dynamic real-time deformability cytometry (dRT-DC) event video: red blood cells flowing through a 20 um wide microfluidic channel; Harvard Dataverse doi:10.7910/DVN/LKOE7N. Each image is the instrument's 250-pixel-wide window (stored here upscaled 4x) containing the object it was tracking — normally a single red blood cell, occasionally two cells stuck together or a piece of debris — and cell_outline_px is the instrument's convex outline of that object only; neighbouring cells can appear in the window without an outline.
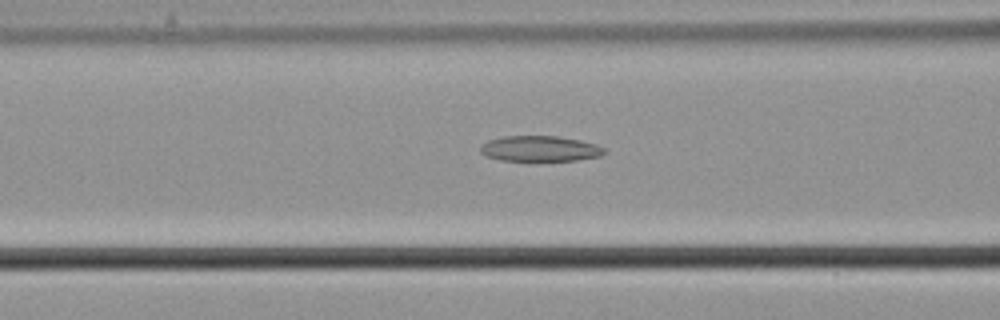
{"species": "common noctule bat (a hibernating species)", "species_latin": "Nyctalus noctula", "temperature_condition": "cold", "stored_images_in_passage": 40, "camera_frame_rate_fps": 3000, "um_per_image_px": 0.085, "animal": {"sex": "male", "body_mass_g": 21.5, "forearm_length_mm": 52.0}, "frame": {"image": 1, "passage_image": 14, "time_ms": 4.333, "image_size_px": [1000, 320], "cell_outline_px": [[608, 152], [600, 156], [576, 160], [500, 160], [484, 156], [480, 152], [480, 148], [488, 140], [504, 136], [556, 136], [580, 140], [596, 144], [604, 148]], "centroid_in_image_um": [45.9, 12.63], "position_along_channel_um": 120.7, "area_um2": 18.38}}
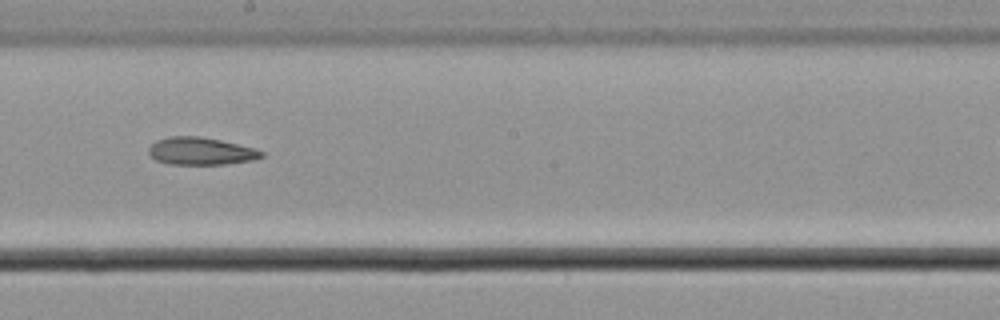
{"frame": {"image": 2, "passage_image": 23, "time_ms": 7.333, "image_size_px": [1000, 320], "cell_outline_px": [[264, 156], [256, 160], [228, 164], [168, 164], [156, 160], [148, 152], [148, 148], [156, 140], [168, 136], [200, 136], [220, 140], [256, 148], [264, 152]], "centroid_in_image_um": [17.1, 12.85], "position_along_channel_um": 231.1, "area_um2": 18.26}}
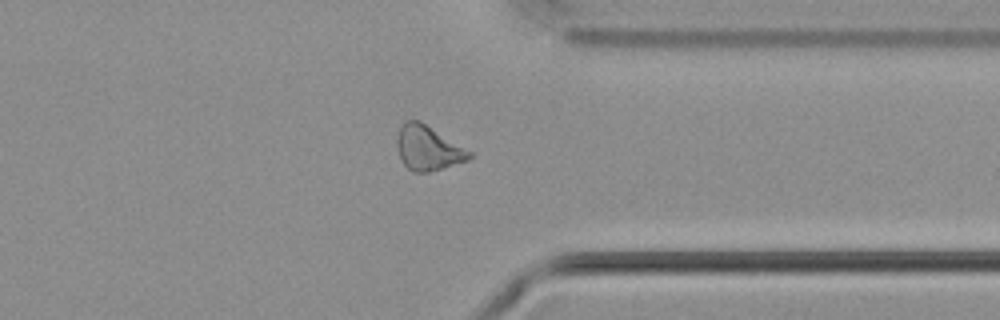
{"frame": {"image": 3, "passage_image": 35, "time_ms": 11.333, "image_size_px": [1000, 320], "cell_outline_px": [[472, 156], [468, 160], [428, 172], [412, 172], [400, 160], [396, 144], [396, 140], [400, 128], [408, 120], [420, 120], [472, 152]], "centroid_in_image_um": [36.36, 12.59], "position_along_channel_um": 375.0, "area_um2": 18.67}, "authors_computed_cell_mechanics": {"area_um2": 18.6116, "velocity_mm_per_s": 3.6843, "shape_relaxation_time_tau1_ms": 9.4475, "shape_relaxation_time_tau2_ms": null, "deformation_change_tau1": 0.1038, "deformation_change_tau2": null}}